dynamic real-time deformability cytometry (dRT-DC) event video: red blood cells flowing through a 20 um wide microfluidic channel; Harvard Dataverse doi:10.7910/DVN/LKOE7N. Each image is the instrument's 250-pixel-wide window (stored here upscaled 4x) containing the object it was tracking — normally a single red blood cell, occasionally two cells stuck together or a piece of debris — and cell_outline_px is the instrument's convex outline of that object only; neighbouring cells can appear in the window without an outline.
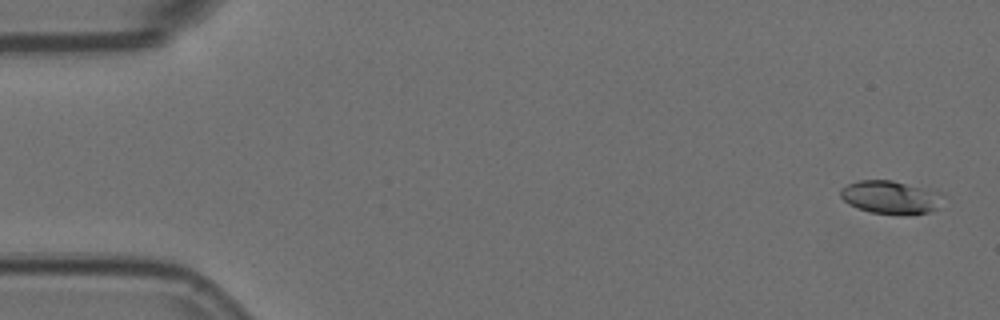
{"species": "Egyptian fruit bat (a non-hibernating species)", "species_latin": "Rousettus aegyptiacus", "temperature_condition": "room temperature", "stored_images_in_passage": 5, "camera_frame_rate_fps": 3000, "um_per_image_px": 0.085, "animal": {"sex": "female"}, "frame": {"image": 1, "passage_image": 1, "time_ms": 0.0, "image_size_px": [1000, 320], "cell_outline_px": [[944, 192], [936, 208], [928, 212], [872, 212], [856, 208], [848, 204], [840, 196], [840, 188], [848, 184], [860, 180], [892, 180]], "centroid_in_image_um": [75.65, 16.71], "position_along_channel_um": 9.3, "area_um2": 19.19}}
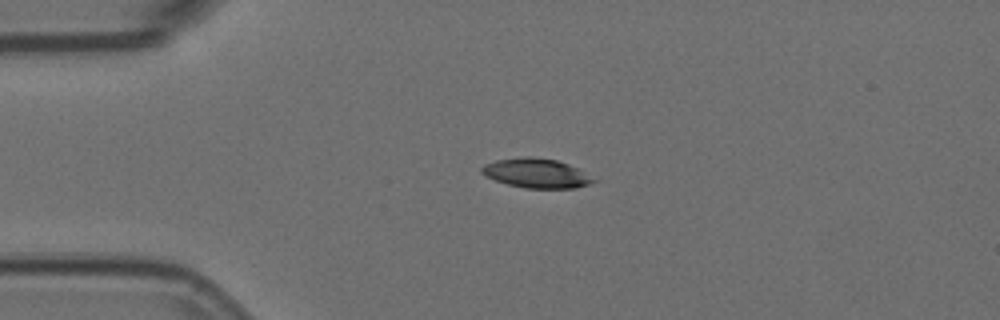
{"frame": {"image": 2, "passage_image": 4, "time_ms": 1.0, "image_size_px": [1000, 320], "cell_outline_px": [[596, 180], [588, 184], [576, 188], [524, 188], [508, 184], [496, 180], [480, 172], [480, 168], [484, 164], [496, 160], [524, 156], [532, 156], [556, 160], [568, 164], [576, 168]], "centroid_in_image_um": [45.55, 14.71], "position_along_channel_um": 39.5, "area_um2": 18.9}}